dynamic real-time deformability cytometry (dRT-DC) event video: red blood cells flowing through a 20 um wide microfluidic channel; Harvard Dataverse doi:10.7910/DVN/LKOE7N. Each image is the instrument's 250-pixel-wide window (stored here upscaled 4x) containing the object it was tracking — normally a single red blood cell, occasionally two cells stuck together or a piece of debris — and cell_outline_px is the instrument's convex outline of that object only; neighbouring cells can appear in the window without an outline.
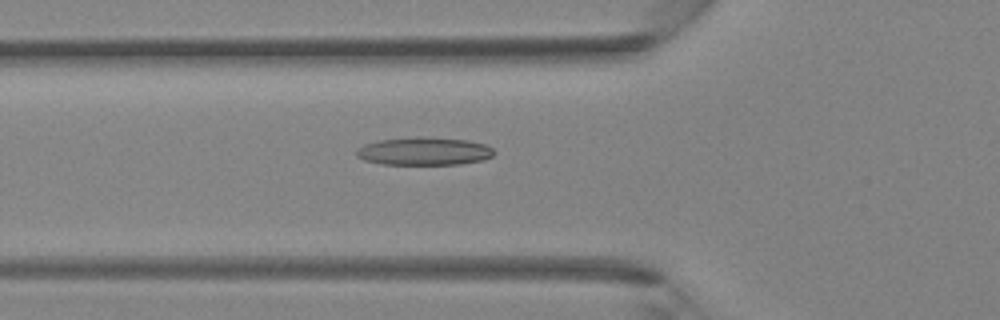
{"species": "Egyptian fruit bat (a non-hibernating species)", "species_latin": "Rousettus aegyptiacus", "temperature_condition": "room temperature", "stored_images_in_passage": 35, "camera_frame_rate_fps": 3000, "um_per_image_px": 0.085, "animal": {"sex": "female"}, "frame": {"image": 1, "passage_image": 9, "time_ms": 2.667, "image_size_px": [1000, 320], "cell_outline_px": [[496, 152], [492, 156], [484, 160], [460, 164], [384, 164], [364, 160], [356, 156], [356, 148], [364, 144], [380, 140], [420, 136], [468, 140], [484, 144], [492, 148]], "centroid_in_image_um": [36.05, 12.85], "position_along_channel_um": 89.7, "area_um2": 22.48}}
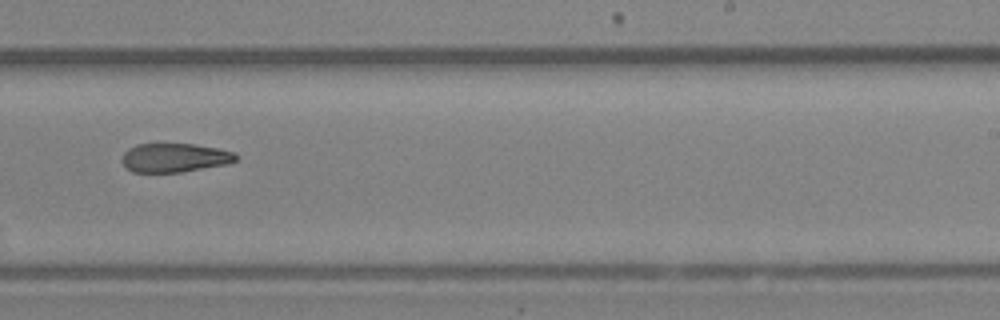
{"frame": {"image": 2, "passage_image": 20, "time_ms": 6.333, "image_size_px": [1000, 320], "cell_outline_px": [[240, 156], [236, 160], [228, 164], [180, 172], [132, 172], [124, 168], [124, 152], [128, 148], [136, 144], [196, 144], [216, 148], [232, 152]], "centroid_in_image_um": [14.85, 13.41], "position_along_channel_um": 274.2, "area_um2": 19.13}}
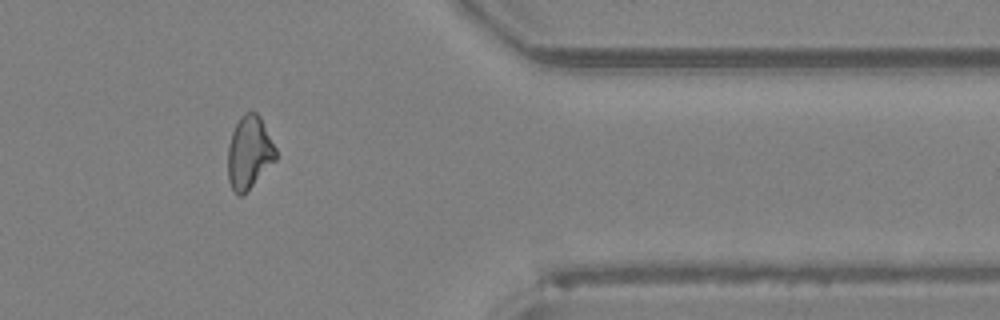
{"frame": {"image": 3, "passage_image": 28, "time_ms": 9.0, "image_size_px": [1000, 320], "cell_outline_px": [[276, 160], [244, 196], [236, 196], [228, 180], [228, 148], [232, 132], [240, 116], [244, 112], [252, 108], [260, 116], [276, 148]], "centroid_in_image_um": [21.18, 12.97], "position_along_channel_um": 390.2, "area_um2": 20.75}}